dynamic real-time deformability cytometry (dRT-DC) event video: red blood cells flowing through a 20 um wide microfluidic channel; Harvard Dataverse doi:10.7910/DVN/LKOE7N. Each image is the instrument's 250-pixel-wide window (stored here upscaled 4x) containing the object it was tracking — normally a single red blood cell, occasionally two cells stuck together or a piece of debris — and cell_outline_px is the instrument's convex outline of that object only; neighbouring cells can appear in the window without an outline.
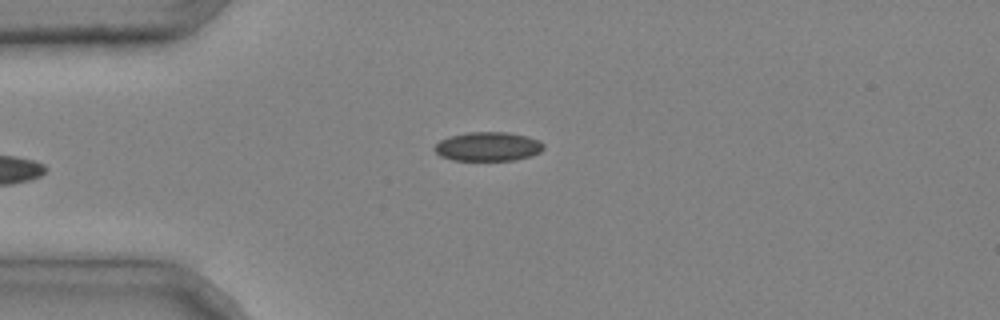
{"species": "common noctule bat (a hibernating species)", "species_latin": "Nyctalus noctula", "temperature_condition": "cold", "stored_images_in_passage": 4, "camera_frame_rate_fps": 3000, "um_per_image_px": 0.085, "animal": {"sex": "male", "body_mass_g": 20.4}, "frame": {"image": 1, "passage_image": 4, "time_ms": 1.0, "image_size_px": [1000, 320], "cell_outline_px": [[544, 148], [540, 152], [532, 156], [516, 160], [452, 160], [440, 156], [432, 148], [440, 140], [448, 136], [468, 132], [508, 132], [528, 136], [540, 140], [544, 144]], "centroid_in_image_um": [41.49, 12.45], "position_along_channel_um": 43.5, "area_um2": 18.73}}